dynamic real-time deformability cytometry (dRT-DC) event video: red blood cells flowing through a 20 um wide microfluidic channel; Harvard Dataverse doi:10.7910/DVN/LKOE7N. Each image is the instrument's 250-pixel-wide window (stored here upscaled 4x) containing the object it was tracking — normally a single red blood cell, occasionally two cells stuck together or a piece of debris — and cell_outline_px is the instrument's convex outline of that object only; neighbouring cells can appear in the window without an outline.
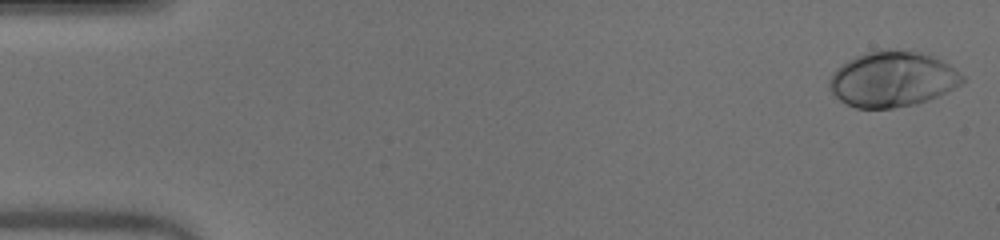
{"species": "human", "species_latin": "Homo sapiens", "temperature_condition": "warm", "stored_images_in_passage": 51, "camera_frame_rate_fps": 3000, "um_per_image_px": 0.085, "donor": {"sex": "male"}, "frame": {"image": 1, "passage_image": 1, "time_ms": 0.0, "image_size_px": [1000, 240], "cell_outline_px": [[964, 80], [960, 84], [928, 100], [916, 104], [892, 108], [856, 108], [840, 100], [828, 88], [828, 80], [832, 72], [840, 64], [856, 56], [868, 52], [888, 48], [920, 52], [932, 56], [948, 64], [964, 76]], "centroid_in_image_um": [75.81, 6.72], "position_along_channel_um": 9.2, "area_um2": 42.89}}
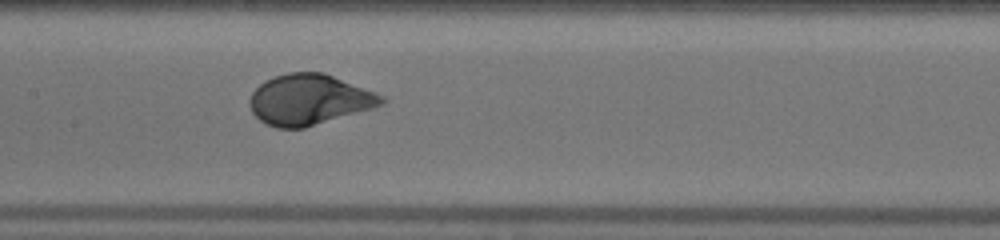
{"frame": {"image": 2, "passage_image": 25, "time_ms": 8.0, "image_size_px": [1000, 240], "cell_outline_px": [[388, 100], [384, 104], [376, 108], [304, 128], [276, 128], [260, 120], [252, 112], [248, 104], [248, 100], [252, 92], [264, 80], [288, 72], [324, 72], [376, 92], [384, 96]], "centroid_in_image_um": [26.32, 8.47], "position_along_channel_um": 181.1, "area_um2": 39.3}}
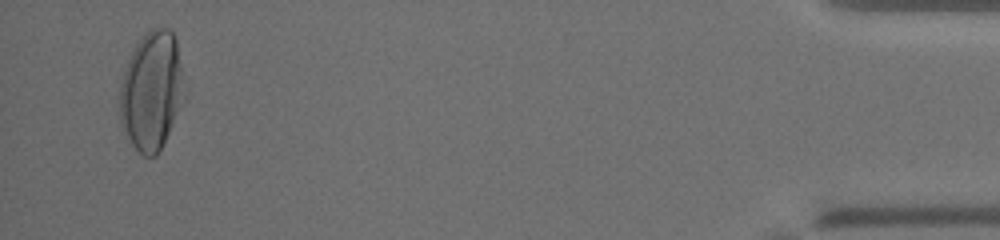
{"frame": {"image": 3, "passage_image": 49, "time_ms": 16.0, "image_size_px": [1000, 240], "cell_outline_px": [[188, 96], [156, 156], [144, 156], [132, 144], [120, 124], [120, 84], [128, 60], [136, 44], [152, 28], [168, 28], [172, 32], [176, 40], [188, 92]], "centroid_in_image_um": [12.94, 7.73], "position_along_channel_um": 422.3, "area_um2": 45.08}, "authors_computed_cell_mechanics": {"area_um2": 39.9398, "velocity_mm_per_s": 4.0114, "shape_relaxation_time_tau1_ms": 2.7177, "shape_relaxation_time_tau2_ms": null, "deformation_change_tau1": 0.1948, "deformation_change_tau2": null}}